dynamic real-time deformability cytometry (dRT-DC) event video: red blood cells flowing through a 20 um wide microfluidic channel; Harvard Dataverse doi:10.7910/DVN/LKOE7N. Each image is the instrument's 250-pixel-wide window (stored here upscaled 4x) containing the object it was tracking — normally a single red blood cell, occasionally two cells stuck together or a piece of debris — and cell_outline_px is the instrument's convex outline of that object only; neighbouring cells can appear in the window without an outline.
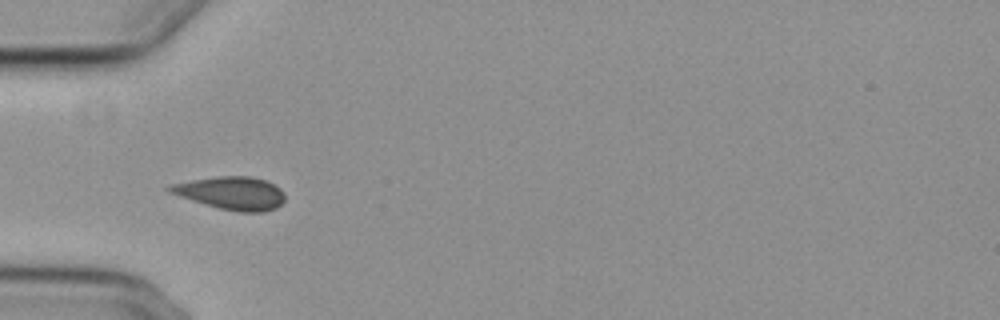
{"species": "common noctule bat (a hibernating species)", "species_latin": "Nyctalus noctula", "temperature_condition": "cold", "stored_images_in_passage": 40, "camera_frame_rate_fps": 3000, "um_per_image_px": 0.085, "animal": {"sex": "female", "body_mass_g": 29.2, "forearm_length_mm": 56.3}, "frame": {"image": 1, "passage_image": 2, "time_ms": 0.333, "image_size_px": [1000, 320], "cell_outline_px": [[284, 200], [276, 208], [264, 212], [240, 212], [220, 208], [204, 204], [168, 192], [164, 188], [168, 184], [216, 176], [252, 176], [276, 184], [284, 192]], "centroid_in_image_um": [19.65, 16.4], "position_along_channel_um": 65.3, "area_um2": 22.25}}
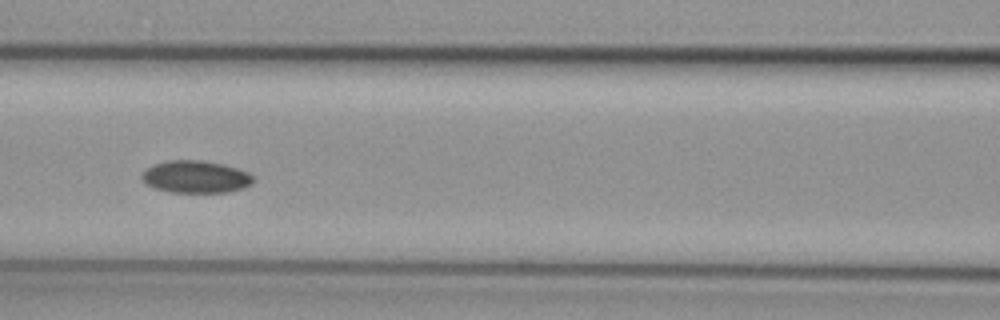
{"frame": {"image": 2, "passage_image": 9, "time_ms": 2.667, "image_size_px": [1000, 320], "cell_outline_px": [[256, 180], [252, 184], [244, 188], [228, 192], [168, 192], [156, 188], [148, 184], [140, 176], [152, 164], [168, 160], [200, 160], [224, 164], [248, 172]], "centroid_in_image_um": [16.67, 15.03], "position_along_channel_um": 149.9, "area_um2": 20.98}}
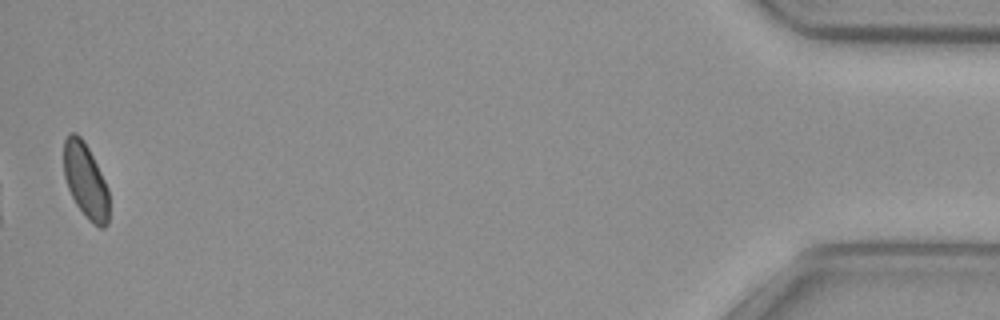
{"frame": {"image": 3, "passage_image": 39, "time_ms": 12.667, "image_size_px": [1000, 320], "cell_outline_px": [[108, 224], [104, 228], [100, 228], [92, 224], [88, 220], [76, 204], [68, 188], [64, 176], [64, 140], [68, 132], [76, 132], [80, 136], [88, 148], [108, 188]], "centroid_in_image_um": [7.26, 15.37], "position_along_channel_um": 427.9, "area_um2": 19.65}}